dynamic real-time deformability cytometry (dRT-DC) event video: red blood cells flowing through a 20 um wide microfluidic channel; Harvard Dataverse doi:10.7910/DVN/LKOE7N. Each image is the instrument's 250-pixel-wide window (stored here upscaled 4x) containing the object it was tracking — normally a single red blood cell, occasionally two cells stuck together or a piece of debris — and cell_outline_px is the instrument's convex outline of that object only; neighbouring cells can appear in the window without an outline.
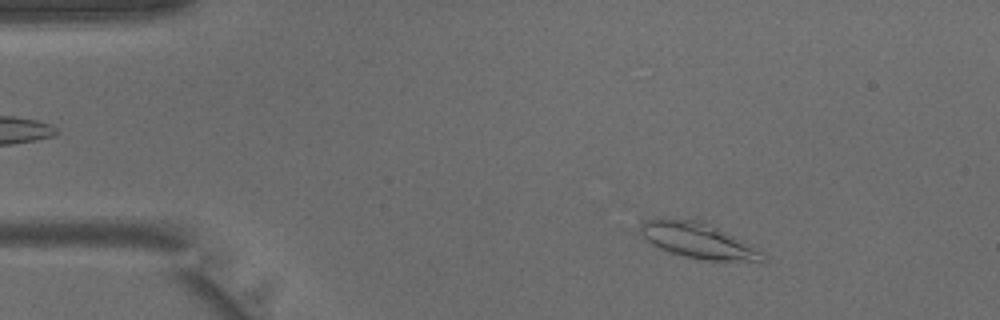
{"species": "common noctule bat (a hibernating species)", "species_latin": "Nyctalus noctula", "temperature_condition": "warm", "stored_images_in_passage": 41, "camera_frame_rate_fps": 3000, "um_per_image_px": 0.085, "animal": {"sex": "male", "body_mass_g": 15.6}, "frame": {"image": 1, "passage_image": 5, "time_ms": 1.333, "image_size_px": [1000, 320], "cell_outline_px": [[768, 260], [708, 260], [684, 256], [660, 248], [652, 244], [640, 232], [640, 224], [644, 220], [664, 216], [704, 220], [764, 252]], "centroid_in_image_um": [59.29, 20.38], "position_along_channel_um": 25.7, "area_um2": 25.37}}
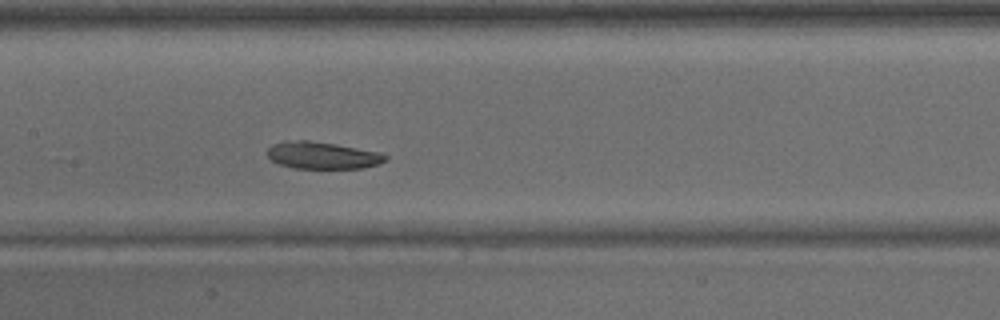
{"frame": {"image": 2, "passage_image": 19, "time_ms": 6.0, "image_size_px": [1000, 320], "cell_outline_px": [[388, 160], [380, 164], [364, 168], [292, 168], [280, 164], [272, 160], [268, 156], [268, 148], [272, 144], [284, 140], [308, 140], [336, 144], [380, 152], [388, 156]], "centroid_in_image_um": [27.43, 13.2], "position_along_channel_um": 180.0, "area_um2": 18.79}}
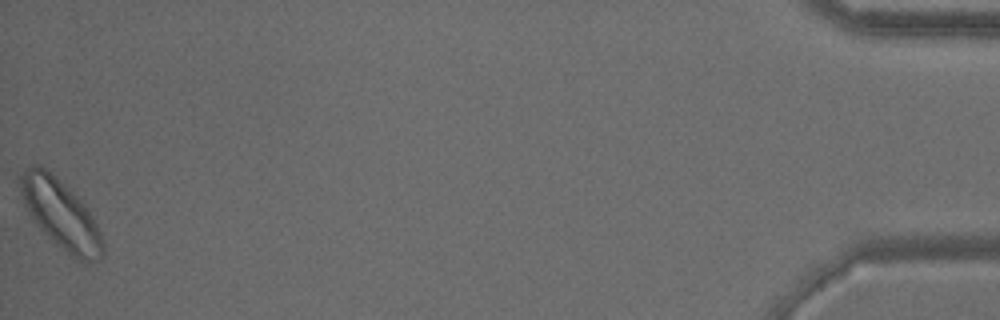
{"frame": {"image": 3, "passage_image": 41, "time_ms": 13.333, "image_size_px": [1000, 320], "cell_outline_px": [[104, 256], [100, 260], [88, 264], [72, 256], [56, 244], [40, 228], [28, 212], [20, 192], [16, 176], [24, 168], [36, 164], [40, 164], [56, 176], [84, 200], [100, 232], [104, 244]], "centroid_in_image_um": [5.17, 18.16], "position_along_channel_um": 430.0, "area_um2": 33.87}}